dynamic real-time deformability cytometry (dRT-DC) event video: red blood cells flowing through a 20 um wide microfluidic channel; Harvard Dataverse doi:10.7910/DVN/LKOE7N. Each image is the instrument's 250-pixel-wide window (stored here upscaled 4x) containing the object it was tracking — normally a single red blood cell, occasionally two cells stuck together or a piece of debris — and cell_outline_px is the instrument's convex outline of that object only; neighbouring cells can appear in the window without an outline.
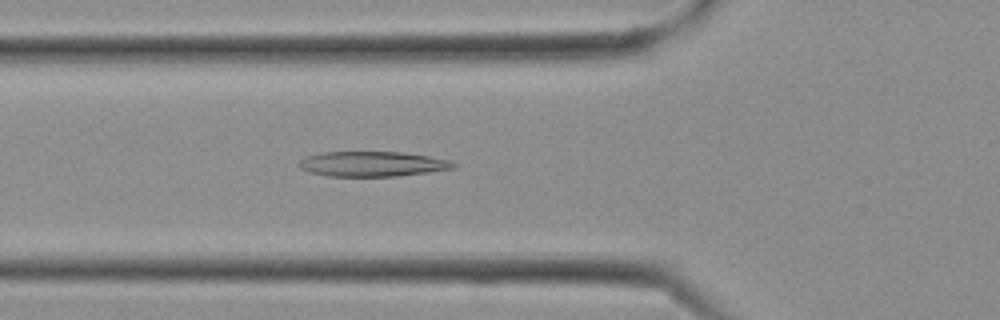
{"species": "Egyptian fruit bat (a non-hibernating species)", "species_latin": "Rousettus aegyptiacus", "temperature_condition": "cold", "stored_images_in_passage": 10, "camera_frame_rate_fps": 3000, "um_per_image_px": 0.085, "frame": {"image": 1, "passage_image": 3, "time_ms": 0.667, "image_size_px": [1000, 320], "cell_outline_px": [[456, 168], [428, 172], [396, 176], [328, 176], [308, 172], [300, 168], [296, 164], [300, 160], [308, 156], [320, 152], [400, 152], [428, 156], [452, 160], [456, 164]], "centroid_in_image_um": [31.64, 13.93], "position_along_channel_um": 94.2, "area_um2": 22.6}}
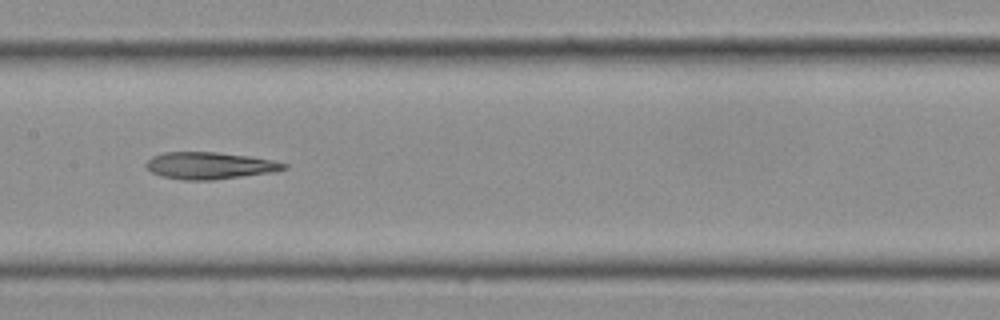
{"frame": {"image": 2, "passage_image": 7, "time_ms": 2.0, "image_size_px": [1000, 320], "cell_outline_px": [[288, 168], [276, 172], [212, 180], [184, 180], [160, 176], [152, 172], [144, 164], [152, 156], [164, 152], [216, 152], [248, 156], [288, 164]], "centroid_in_image_um": [17.81, 14.08], "position_along_channel_um": 189.6, "area_um2": 21.62}}
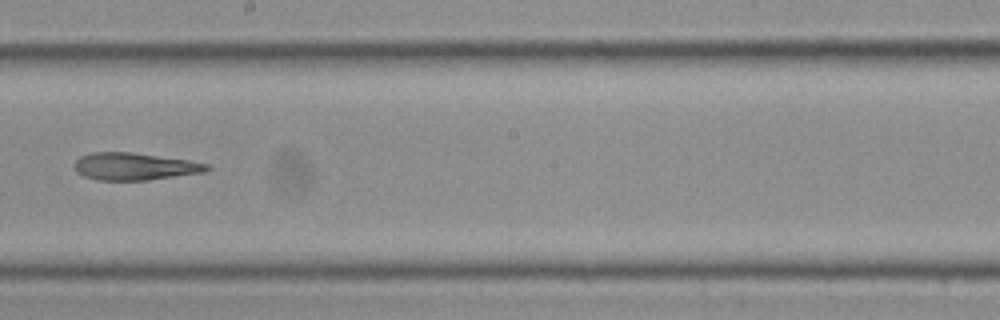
{"frame": {"image": 3, "passage_image": 9, "time_ms": 2.667, "image_size_px": [1000, 320], "cell_outline_px": [[212, 168], [204, 172], [148, 180], [100, 180], [84, 176], [76, 172], [72, 168], [72, 164], [80, 156], [92, 152], [132, 152], [188, 160], [208, 164]], "centroid_in_image_um": [11.4, 14.14], "position_along_channel_um": 236.8, "area_um2": 21.15}}